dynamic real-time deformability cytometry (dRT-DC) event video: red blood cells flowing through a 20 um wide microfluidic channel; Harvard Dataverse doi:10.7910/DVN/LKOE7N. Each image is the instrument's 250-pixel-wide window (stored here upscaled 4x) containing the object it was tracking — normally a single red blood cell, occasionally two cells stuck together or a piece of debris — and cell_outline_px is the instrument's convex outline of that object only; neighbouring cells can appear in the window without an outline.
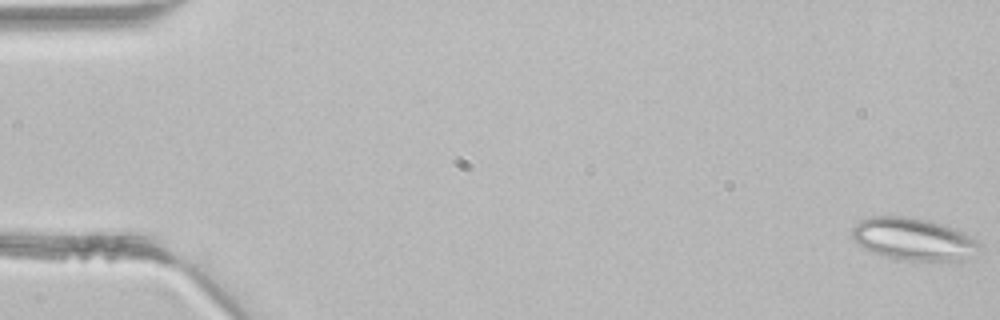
{"species": "common noctule bat (a hibernating species)", "species_latin": "Nyctalus noctula", "temperature_condition": "room temperature", "stored_images_in_passage": 3, "camera_frame_rate_fps": 3000, "um_per_image_px": 0.085, "animal": {"sex": "male", "body_mass_g": 21.5, "forearm_length_mm": 52.0}, "frame": {"image": 1, "passage_image": 1, "time_ms": 0.0, "image_size_px": [1000, 320], "cell_outline_px": [[980, 244], [972, 260], [904, 260], [880, 256], [864, 248], [852, 236], [852, 228], [860, 220], [868, 216], [912, 216], [932, 220], [956, 228], [964, 232], [976, 240]], "centroid_in_image_um": [77.67, 20.31], "position_along_channel_um": 7.3, "area_um2": 31.85}}